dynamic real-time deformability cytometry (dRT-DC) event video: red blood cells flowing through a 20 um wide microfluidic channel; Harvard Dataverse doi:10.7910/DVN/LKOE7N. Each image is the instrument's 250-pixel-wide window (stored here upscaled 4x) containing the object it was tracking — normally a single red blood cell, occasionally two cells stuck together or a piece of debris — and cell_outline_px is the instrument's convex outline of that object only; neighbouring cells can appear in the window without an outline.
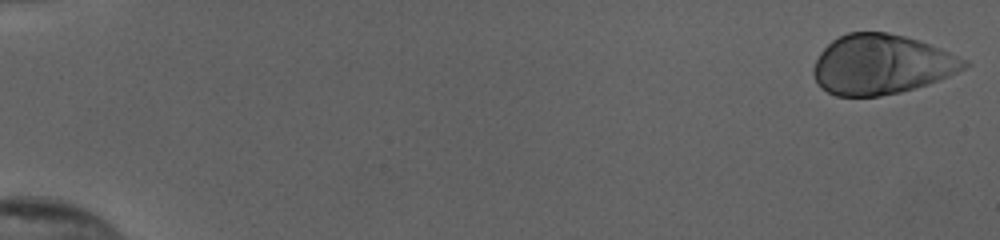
{"species": "human", "species_latin": "Homo sapiens", "temperature_condition": "cold", "stored_images_in_passage": 15, "camera_frame_rate_fps": 3000, "um_per_image_px": 0.085, "donor": {"sex": "female"}, "frame": {"image": 1, "passage_image": 1, "time_ms": 0.0, "image_size_px": [1000, 240], "cell_outline_px": [[972, 64], [948, 76], [928, 84], [900, 92], [880, 96], [836, 96], [820, 88], [816, 84], [812, 72], [812, 68], [820, 52], [832, 40], [848, 32], [888, 32], [904, 36], [940, 48], [968, 60]], "centroid_in_image_um": [74.89, 5.49], "position_along_channel_um": 10.1, "area_um2": 52.54}}